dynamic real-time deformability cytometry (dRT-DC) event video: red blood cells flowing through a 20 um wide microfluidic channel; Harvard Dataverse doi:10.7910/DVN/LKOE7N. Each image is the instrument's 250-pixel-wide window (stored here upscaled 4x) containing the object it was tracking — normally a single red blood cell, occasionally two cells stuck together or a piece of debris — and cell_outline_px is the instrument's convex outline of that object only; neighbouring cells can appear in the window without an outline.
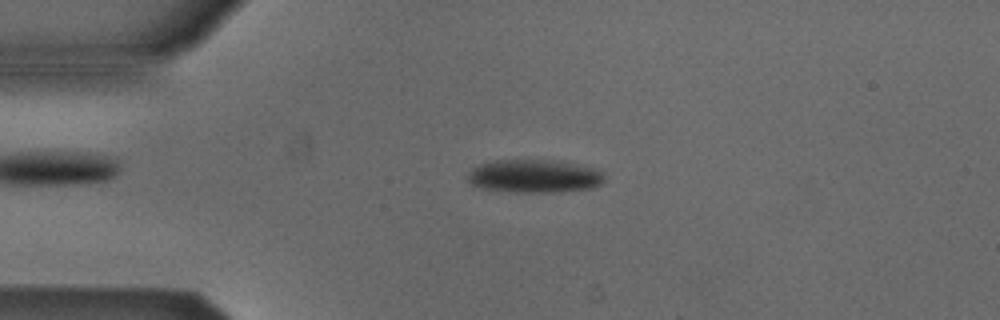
{"species": "Egyptian fruit bat (a non-hibernating species)", "species_latin": "Rousettus aegyptiacus", "temperature_condition": "cold", "stored_images_in_passage": 52, "camera_frame_rate_fps": 3000, "um_per_image_px": 0.085, "animal": {"sex": "male"}, "frame": {"image": 1, "passage_image": 12, "time_ms": 3.667, "image_size_px": [1000, 320], "cell_outline_px": [[604, 180], [600, 184], [588, 188], [548, 192], [512, 192], [480, 188], [472, 184], [468, 180], [468, 172], [472, 168], [480, 164], [492, 160], [552, 160], [596, 168], [604, 172]], "centroid_in_image_um": [45.38, 14.96], "position_along_channel_um": 39.6, "area_um2": 26.3}}
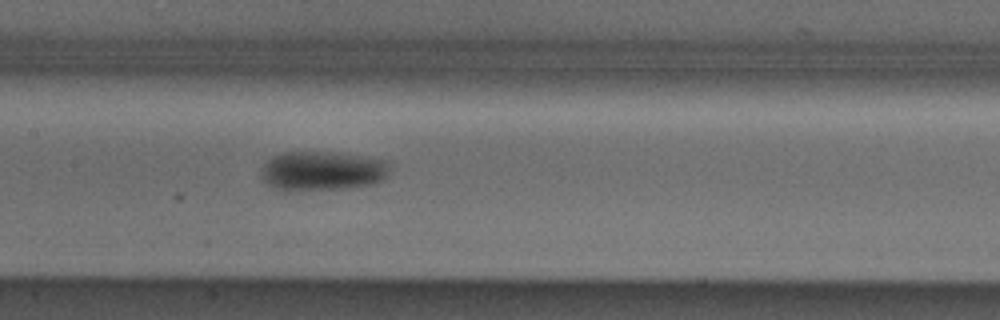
{"frame": {"image": 2, "passage_image": 25, "time_ms": 8.0, "image_size_px": [1000, 320], "cell_outline_px": [[388, 176], [384, 180], [372, 184], [340, 188], [276, 188], [268, 184], [260, 176], [260, 168], [272, 156], [280, 152], [332, 152], [388, 160]], "centroid_in_image_um": [27.41, 14.48], "position_along_channel_um": 180.0, "area_um2": 28.84}}
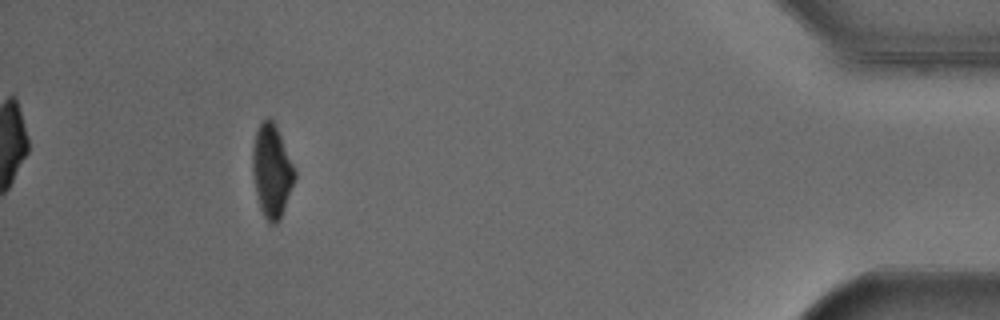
{"frame": {"image": 3, "passage_image": 48, "time_ms": 15.667, "image_size_px": [1000, 320], "cell_outline_px": [[296, 176], [280, 220], [276, 224], [268, 224], [260, 208], [256, 192], [252, 172], [252, 148], [256, 132], [260, 124], [268, 116], [272, 116], [276, 124], [296, 172]], "centroid_in_image_um": [23.09, 14.51], "position_along_channel_um": 412.1, "area_um2": 22.89}, "authors_computed_cell_mechanics": {"area_um2": 26.1256, "velocity_mm_per_s": 3.8775, "shape_relaxation_time_tau1_ms": 3.2921, "shape_relaxation_time_tau2_ms": null, "deformation_change_tau1": 0.1175, "deformation_change_tau2": null}}